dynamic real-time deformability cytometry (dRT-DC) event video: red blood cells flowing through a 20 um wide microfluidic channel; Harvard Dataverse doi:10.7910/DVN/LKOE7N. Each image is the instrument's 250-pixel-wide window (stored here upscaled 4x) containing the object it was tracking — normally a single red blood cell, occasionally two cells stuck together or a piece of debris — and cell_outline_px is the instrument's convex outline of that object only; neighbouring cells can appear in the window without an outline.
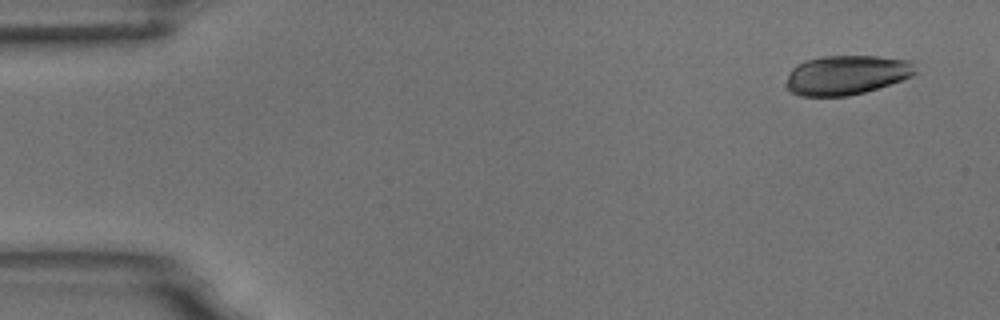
{"species": "common noctule bat (a hibernating species)", "species_latin": "Nyctalus noctula", "temperature_condition": "room temperature", "stored_images_in_passage": 7, "camera_frame_rate_fps": 3000, "um_per_image_px": 0.085, "animal": {"sex": "male", "body_mass_g": 18.8}, "frame": {"image": 1, "passage_image": 1, "time_ms": 0.0, "image_size_px": [1000, 320], "cell_outline_px": [[916, 72], [912, 76], [864, 92], [848, 96], [800, 96], [784, 88], [784, 84], [788, 72], [796, 64], [804, 60], [824, 56], [876, 56], [912, 60]], "centroid_in_image_um": [71.88, 6.37], "position_along_channel_um": 13.1, "area_um2": 29.88}}
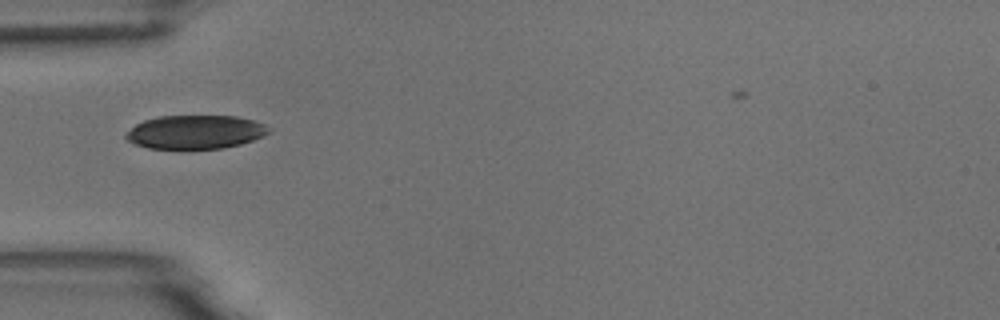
{"frame": {"image": 2, "passage_image": 5, "time_ms": 1.333, "image_size_px": [1000, 320], "cell_outline_px": [[268, 132], [264, 136], [240, 144], [224, 148], [148, 148], [136, 144], [128, 140], [124, 136], [136, 124], [144, 120], [160, 116], [236, 116], [252, 120], [264, 124], [268, 128]], "centroid_in_image_um": [16.6, 11.21], "position_along_channel_um": 68.4, "area_um2": 27.63}}